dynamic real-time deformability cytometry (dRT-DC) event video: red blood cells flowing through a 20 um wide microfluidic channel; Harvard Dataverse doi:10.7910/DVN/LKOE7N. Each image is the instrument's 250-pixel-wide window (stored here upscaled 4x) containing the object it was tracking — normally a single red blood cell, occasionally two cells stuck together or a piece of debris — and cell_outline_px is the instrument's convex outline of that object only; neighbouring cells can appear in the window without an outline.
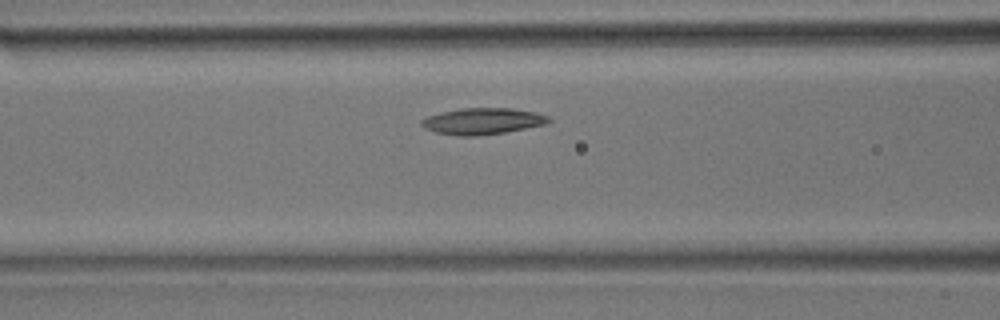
{"species": "common noctule bat (a hibernating species)", "species_latin": "Nyctalus noctula", "temperature_condition": "room temperature", "stored_images_in_passage": 25, "camera_frame_rate_fps": 3000, "um_per_image_px": 0.085, "animal": {"sex": "male", "body_mass_g": 17.9}, "frame": {"image": 1, "passage_image": 8, "time_ms": 2.333, "image_size_px": [1000, 320], "cell_outline_px": [[552, 120], [544, 124], [504, 132], [476, 136], [460, 136], [436, 132], [424, 128], [420, 124], [420, 120], [424, 116], [440, 112], [460, 108], [512, 108], [536, 112], [548, 116]], "centroid_in_image_um": [40.96, 10.29], "position_along_channel_um": 125.6, "area_um2": 19.59}}
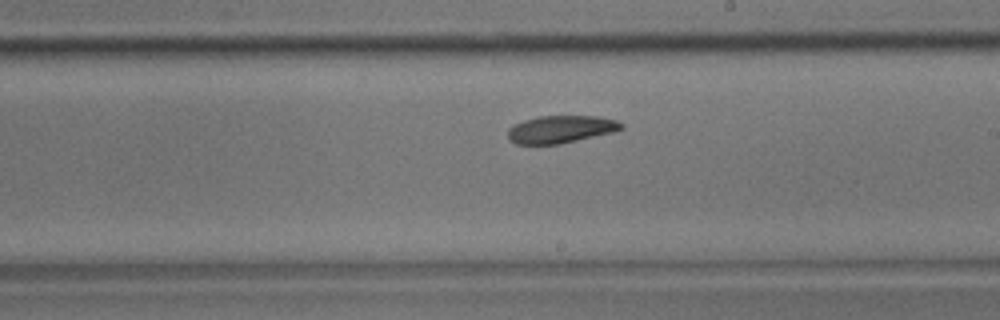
{"frame": {"image": 2, "passage_image": 15, "time_ms": 4.667, "image_size_px": [1000, 320], "cell_outline_px": [[624, 128], [612, 132], [560, 144], [516, 144], [508, 140], [508, 128], [512, 124], [524, 120], [540, 116], [600, 116], [616, 120], [624, 124]], "centroid_in_image_um": [47.64, 10.98], "position_along_channel_um": 241.4, "area_um2": 18.26}}
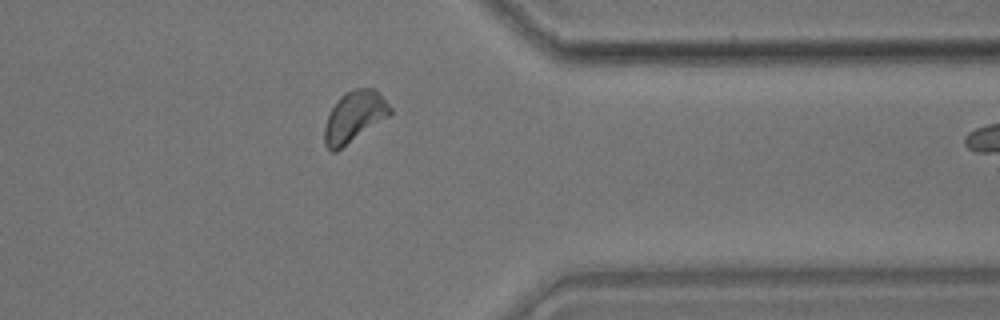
{"frame": {"image": 3, "passage_image": 24, "time_ms": 7.667, "image_size_px": [1000, 320], "cell_outline_px": [[392, 116], [336, 152], [332, 152], [324, 144], [324, 128], [328, 116], [336, 100], [344, 92], [356, 88], [376, 88], [392, 108]], "centroid_in_image_um": [30.15, 9.92], "position_along_channel_um": 381.2, "area_um2": 20.0}}